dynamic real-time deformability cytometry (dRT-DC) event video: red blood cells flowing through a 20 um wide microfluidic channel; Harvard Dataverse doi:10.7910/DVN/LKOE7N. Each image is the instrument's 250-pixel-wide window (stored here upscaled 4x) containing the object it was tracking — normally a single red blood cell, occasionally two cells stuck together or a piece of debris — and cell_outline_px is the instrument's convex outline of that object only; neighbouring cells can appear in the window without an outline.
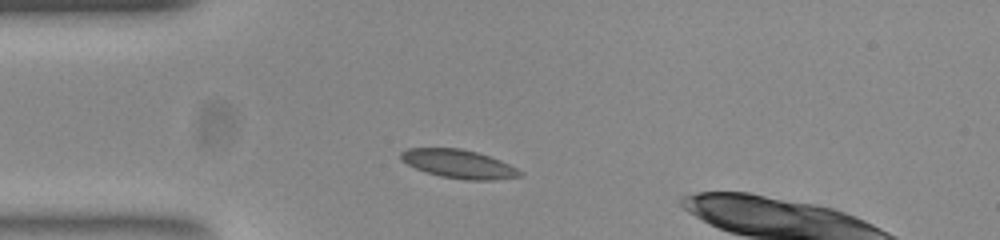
{"species": "common noctule bat (a hibernating species)", "species_latin": "Nyctalus noctula", "temperature_condition": "room temperature", "stored_images_in_passage": 41, "camera_frame_rate_fps": 3000, "um_per_image_px": 0.085, "animal": {"sex": "female", "body_mass_g": 23.0, "forearm_length_mm": 53.4}, "frame": {"image": 1, "passage_image": 1, "time_ms": 0.0, "image_size_px": [1000, 240], "cell_outline_px": [[520, 176], [488, 180], [468, 180], [440, 176], [416, 168], [408, 164], [400, 156], [400, 152], [408, 148], [460, 148], [476, 152], [500, 160], [516, 168], [520, 172]], "centroid_in_image_um": [38.96, 13.92], "position_along_channel_um": 46.0, "area_um2": 19.31}}
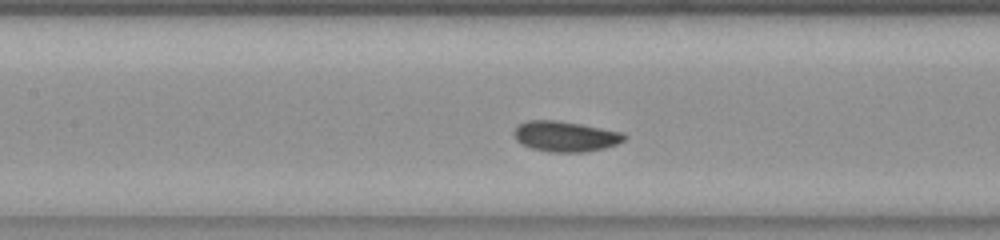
{"frame": {"image": 2, "passage_image": 11, "time_ms": 3.333, "image_size_px": [1000, 240], "cell_outline_px": [[624, 140], [616, 144], [604, 148], [584, 152], [548, 152], [532, 148], [516, 140], [512, 132], [520, 124], [528, 120], [556, 120], [580, 124], [620, 132], [624, 136]], "centroid_in_image_um": [48.01, 11.59], "position_along_channel_um": 159.4, "area_um2": 19.25}}
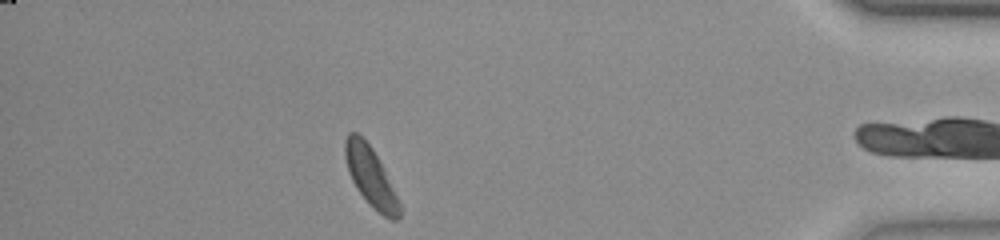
{"frame": {"image": 3, "passage_image": 34, "time_ms": 11.0, "image_size_px": [1000, 240], "cell_outline_px": [[400, 216], [396, 220], [388, 220], [368, 204], [356, 188], [348, 172], [344, 156], [344, 140], [348, 132], [356, 132], [372, 148], [400, 204]], "centroid_in_image_um": [31.45, 15.04], "position_along_channel_um": 403.7, "area_um2": 18.44}, "authors_computed_cell_mechanics": {"area_um2": 18.8428, "velocity_mm_per_s": 3.8404, "shape_relaxation_time_tau1_ms": 0.9865, "shape_relaxation_time_tau2_ms": null, "deformation_change_tau1": 0.0492, "deformation_change_tau2": null}}